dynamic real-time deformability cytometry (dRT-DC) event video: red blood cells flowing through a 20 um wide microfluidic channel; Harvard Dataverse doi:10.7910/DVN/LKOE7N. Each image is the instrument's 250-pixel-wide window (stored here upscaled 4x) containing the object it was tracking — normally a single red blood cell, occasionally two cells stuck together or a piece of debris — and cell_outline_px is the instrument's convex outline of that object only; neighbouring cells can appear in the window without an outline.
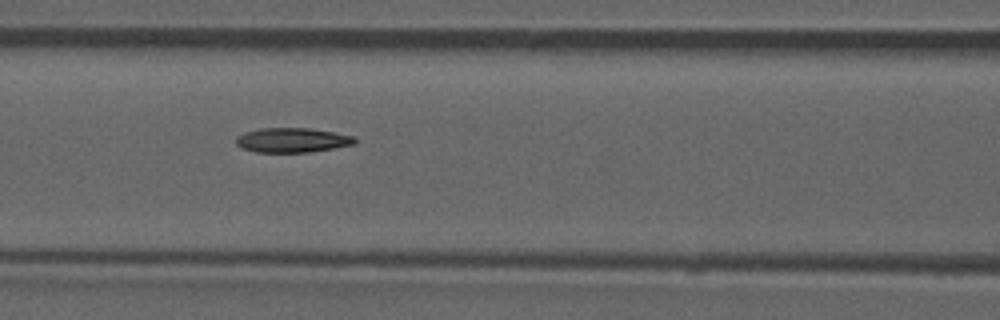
{"species": "common noctule bat (a hibernating species)", "species_latin": "Nyctalus noctula", "temperature_condition": "room temperature", "stored_images_in_passage": 53, "camera_frame_rate_fps": 3000, "um_per_image_px": 0.085, "animal": {"sex": "male", "forearm_length_mm": 52.5}, "frame": {"image": 1, "passage_image": 23, "time_ms": 7.333, "image_size_px": [1000, 320], "cell_outline_px": [[356, 144], [308, 152], [256, 152], [244, 148], [236, 144], [236, 136], [244, 132], [260, 128], [308, 128], [356, 136]], "centroid_in_image_um": [24.84, 11.9], "position_along_channel_um": 141.8, "area_um2": 16.94}}